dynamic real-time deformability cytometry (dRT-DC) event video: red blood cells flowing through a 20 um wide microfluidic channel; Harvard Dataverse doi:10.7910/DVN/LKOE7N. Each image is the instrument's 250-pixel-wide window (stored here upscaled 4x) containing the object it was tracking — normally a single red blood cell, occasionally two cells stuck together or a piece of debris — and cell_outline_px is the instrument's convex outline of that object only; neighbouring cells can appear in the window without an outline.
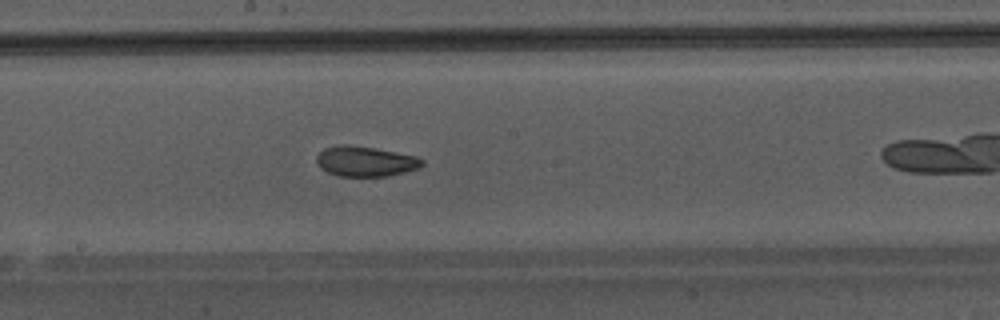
{"species": "Egyptian fruit bat (a non-hibernating species)", "species_latin": "Rousettus aegyptiacus", "temperature_condition": "warm", "stored_images_in_passage": 33, "camera_frame_rate_fps": 3000, "um_per_image_px": 0.085, "animal": {"sex": "male"}, "frame": {"image": 1, "passage_image": 15, "time_ms": 4.667, "image_size_px": [1000, 320], "cell_outline_px": [[424, 164], [420, 168], [388, 176], [340, 176], [328, 172], [320, 168], [316, 164], [316, 156], [324, 148], [340, 144], [348, 144], [372, 148], [416, 156], [424, 160]], "centroid_in_image_um": [31.04, 13.72], "position_along_channel_um": 217.2, "area_um2": 18.55}}